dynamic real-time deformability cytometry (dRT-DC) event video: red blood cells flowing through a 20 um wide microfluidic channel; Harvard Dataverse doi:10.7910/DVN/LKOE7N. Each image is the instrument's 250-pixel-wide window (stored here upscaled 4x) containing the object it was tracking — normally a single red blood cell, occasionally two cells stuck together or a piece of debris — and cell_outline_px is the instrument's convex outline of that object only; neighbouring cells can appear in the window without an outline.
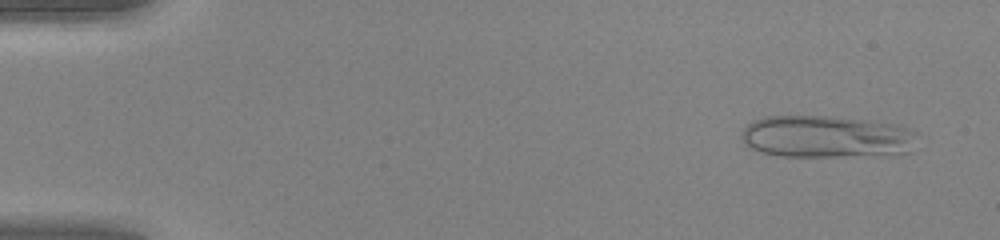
{"species": "human", "species_latin": "Homo sapiens", "temperature_condition": "warm", "stored_images_in_passage": 13, "camera_frame_rate_fps": 3000, "um_per_image_px": 0.085, "donor": {"sex": "female"}, "frame": {"image": 1, "passage_image": 3, "time_ms": 0.667, "image_size_px": [1000, 240], "cell_outline_px": [[916, 132], [908, 152], [896, 156], [780, 156], [760, 152], [748, 148], [740, 136], [744, 128], [752, 120], [764, 116], [828, 116], [900, 124]], "centroid_in_image_um": [70.23, 11.63], "position_along_channel_um": 14.8, "area_um2": 43.7}}